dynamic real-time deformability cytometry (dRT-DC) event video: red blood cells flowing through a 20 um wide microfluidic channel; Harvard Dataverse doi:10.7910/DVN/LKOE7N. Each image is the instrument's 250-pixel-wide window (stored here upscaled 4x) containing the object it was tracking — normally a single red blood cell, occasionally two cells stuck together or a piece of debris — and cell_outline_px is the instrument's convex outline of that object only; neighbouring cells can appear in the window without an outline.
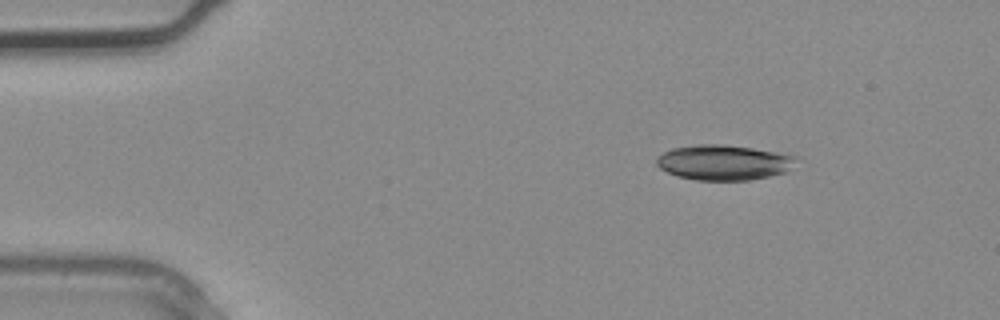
{"species": "common noctule bat (a hibernating species)", "species_latin": "Nyctalus noctula", "temperature_condition": "warm", "stored_images_in_passage": 4, "camera_frame_rate_fps": 3000, "um_per_image_px": 0.085, "animal": {"sex": "male", "body_mass_g": 20.4}, "frame": {"image": 1, "passage_image": 4, "time_ms": 1.0, "image_size_px": [1000, 320], "cell_outline_px": [[796, 156], [792, 168], [784, 172], [768, 176], [748, 180], [696, 180], [676, 176], [660, 168], [656, 164], [656, 156], [672, 148], [700, 144], [720, 144], [752, 148], [776, 152]], "centroid_in_image_um": [61.47, 13.81], "position_along_channel_um": 23.5, "area_um2": 28.44}}